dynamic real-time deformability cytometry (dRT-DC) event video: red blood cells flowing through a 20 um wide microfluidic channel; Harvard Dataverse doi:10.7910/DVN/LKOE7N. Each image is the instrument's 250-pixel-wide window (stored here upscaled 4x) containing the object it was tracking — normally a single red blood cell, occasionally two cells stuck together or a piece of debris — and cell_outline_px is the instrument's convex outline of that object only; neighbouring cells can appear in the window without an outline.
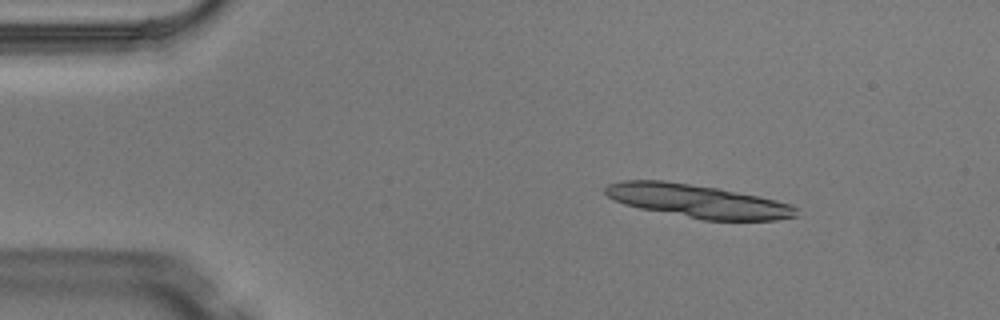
{"species": "Egyptian fruit bat (a non-hibernating species)", "species_latin": "Rousettus aegyptiacus", "temperature_condition": "warm", "stored_images_in_passage": 3, "camera_frame_rate_fps": 3000, "um_per_image_px": 0.085, "animal": {"sex": "male"}, "frame": {"image": 1, "passage_image": 1, "time_ms": 0.0, "image_size_px": [1000, 320], "cell_outline_px": [[796, 216], [776, 220], [704, 220], [640, 208], [624, 204], [608, 196], [604, 192], [604, 188], [608, 184], [620, 180], [664, 180], [716, 188], [756, 196], [792, 204], [796, 208]], "centroid_in_image_um": [59.26, 17.09], "position_along_channel_um": 25.7, "area_um2": 36.47}}